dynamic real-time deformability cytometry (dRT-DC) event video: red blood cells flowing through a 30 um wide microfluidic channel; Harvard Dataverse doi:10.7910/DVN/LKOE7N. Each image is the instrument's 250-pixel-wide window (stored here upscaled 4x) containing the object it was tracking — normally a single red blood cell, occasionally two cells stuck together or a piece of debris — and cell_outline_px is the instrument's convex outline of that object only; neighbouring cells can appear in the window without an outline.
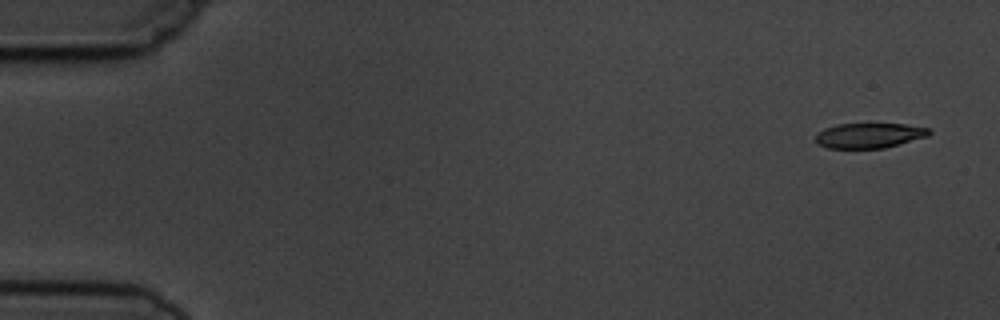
{"species": "common noctule bat (a hibernating species)", "species_latin": "Nyctalus noctula", "temperature_condition": "cold", "stored_images_in_passage": 5, "camera_frame_rate_fps": 3000, "um_per_image_px": 0.085, "animal": {"sex": "male", "body_mass_g": 19.5, "forearm_length_mm": 54.6}, "frame": {"image": 1, "passage_image": 1, "time_ms": 0.0, "image_size_px": [1000, 320], "cell_outline_px": [[932, 132], [928, 136], [884, 148], [828, 148], [816, 144], [816, 132], [824, 128], [836, 124], [904, 124], [928, 128]], "centroid_in_image_um": [73.84, 11.51], "position_along_channel_um": 11.2, "area_um2": 16.59}}
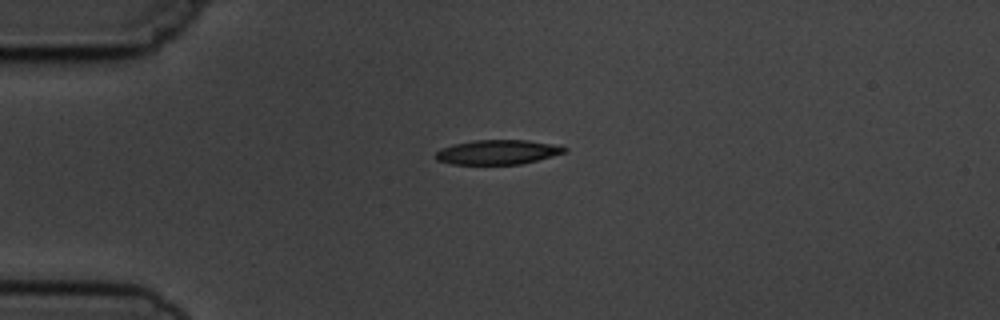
{"frame": {"image": 2, "passage_image": 4, "time_ms": 3.667, "image_size_px": [1000, 320], "cell_outline_px": [[568, 148], [564, 152], [536, 160], [520, 164], [452, 164], [436, 160], [436, 152], [440, 148], [452, 144], [472, 140], [528, 140], [552, 144]], "centroid_in_image_um": [42.23, 12.92], "position_along_channel_um": 42.8, "area_um2": 18.26}}